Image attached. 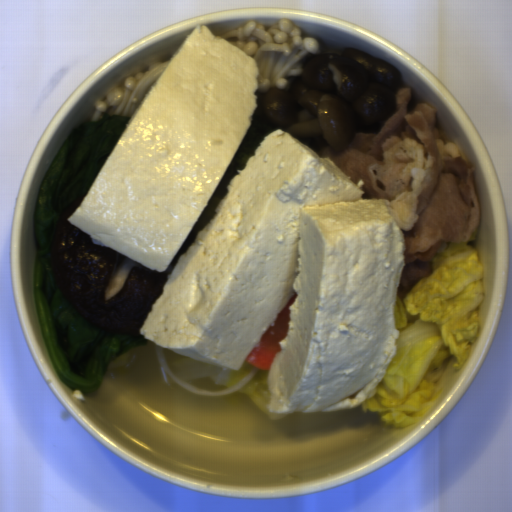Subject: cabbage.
<instances>
[{
    "label": "cabbage",
    "mask_w": 512,
    "mask_h": 512,
    "mask_svg": "<svg viewBox=\"0 0 512 512\" xmlns=\"http://www.w3.org/2000/svg\"><path fill=\"white\" fill-rule=\"evenodd\" d=\"M138 354L137 346L123 355L116 356L106 364L103 375H116L128 371L136 363Z\"/></svg>",
    "instance_id": "obj_3"
},
{
    "label": "cabbage",
    "mask_w": 512,
    "mask_h": 512,
    "mask_svg": "<svg viewBox=\"0 0 512 512\" xmlns=\"http://www.w3.org/2000/svg\"><path fill=\"white\" fill-rule=\"evenodd\" d=\"M158 363L167 375L180 386L201 395L219 396L239 392L250 397L272 419L293 414H273L267 404L270 400L269 370L257 368L247 362L239 371L232 368L204 364L187 358L174 350L157 345Z\"/></svg>",
    "instance_id": "obj_2"
},
{
    "label": "cabbage",
    "mask_w": 512,
    "mask_h": 512,
    "mask_svg": "<svg viewBox=\"0 0 512 512\" xmlns=\"http://www.w3.org/2000/svg\"><path fill=\"white\" fill-rule=\"evenodd\" d=\"M472 236L445 243L433 257L429 277L398 291V344L392 362L361 412L384 426H412L431 410L453 371L467 361L480 333L485 277Z\"/></svg>",
    "instance_id": "obj_1"
}]
</instances>
